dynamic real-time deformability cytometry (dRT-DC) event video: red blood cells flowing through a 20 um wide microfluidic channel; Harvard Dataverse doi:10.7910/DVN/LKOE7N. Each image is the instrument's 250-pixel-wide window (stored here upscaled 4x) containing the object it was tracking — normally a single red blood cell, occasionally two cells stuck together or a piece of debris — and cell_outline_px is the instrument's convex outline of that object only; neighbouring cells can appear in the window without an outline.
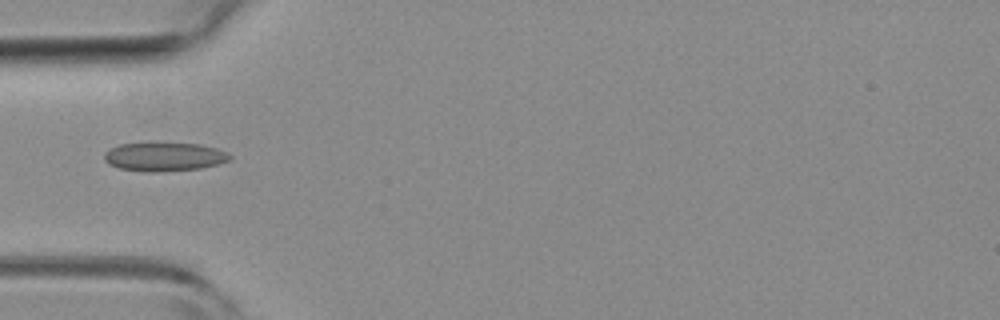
{"species": "common noctule bat (a hibernating species)", "species_latin": "Nyctalus noctula", "temperature_condition": "room temperature", "stored_images_in_passage": 3, "camera_frame_rate_fps": 3000, "um_per_image_px": 0.085, "animal": {"sex": "female", "body_mass_g": 19.3, "forearm_length_mm": 54.1}, "frame": {"image": 1, "passage_image": 2, "time_ms": 0.333, "image_size_px": [1000, 320], "cell_outline_px": [[232, 160], [200, 168], [156, 172], [144, 172], [120, 168], [108, 164], [104, 160], [104, 152], [120, 144], [152, 140], [156, 140], [200, 144], [216, 148], [228, 152], [232, 156]], "centroid_in_image_um": [13.95, 13.27], "position_along_channel_um": 71.1, "area_um2": 21.96}}
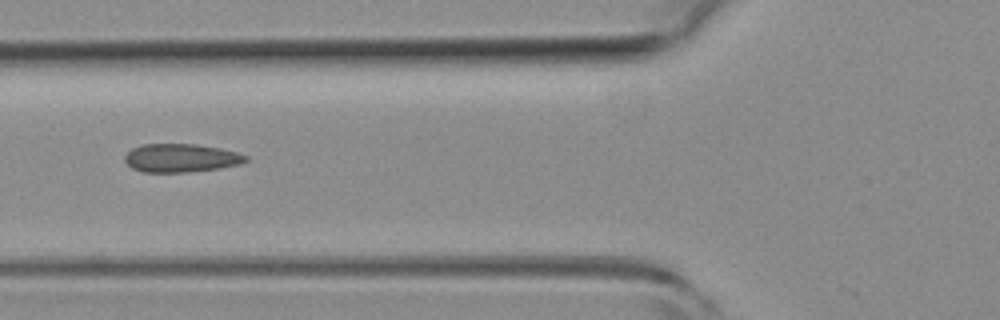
{"frame": {"image": 2, "passage_image": 3, "time_ms": 0.667, "image_size_px": [1000, 320], "cell_outline_px": [[248, 160], [240, 164], [220, 168], [188, 172], [144, 172], [132, 168], [124, 160], [124, 156], [132, 148], [144, 144], [196, 144], [220, 148], [236, 152], [248, 156]], "centroid_in_image_um": [15.39, 13.43], "position_along_channel_um": 110.4, "area_um2": 20.0}}